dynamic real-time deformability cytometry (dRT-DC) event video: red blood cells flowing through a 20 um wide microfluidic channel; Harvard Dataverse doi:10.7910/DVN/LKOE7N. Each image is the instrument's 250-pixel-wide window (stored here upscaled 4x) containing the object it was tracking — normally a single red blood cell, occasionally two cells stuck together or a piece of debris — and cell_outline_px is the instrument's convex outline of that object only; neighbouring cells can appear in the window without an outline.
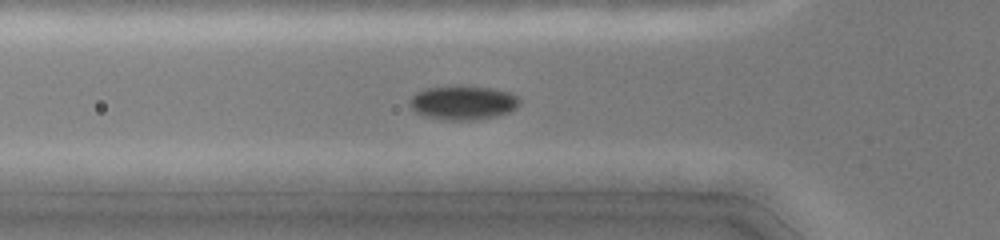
{"species": "common noctule bat (a hibernating species)", "species_latin": "Nyctalus noctula", "temperature_condition": "cold", "stored_images_in_passage": 24, "camera_frame_rate_fps": 3000, "um_per_image_px": 0.085, "animal": {"sex": "female", "body_mass_g": 19.0, "forearm_length_mm": 51.5}, "frame": {"image": 1, "passage_image": 16, "time_ms": 5.0, "image_size_px": [1000, 240], "cell_outline_px": [[520, 104], [516, 108], [508, 112], [496, 116], [472, 120], [452, 120], [428, 116], [416, 112], [408, 104], [408, 100], [416, 92], [424, 88], [456, 84], [460, 84], [492, 88], [508, 92], [516, 96], [520, 100]], "centroid_in_image_um": [39.33, 8.68], "position_along_channel_um": 86.5, "area_um2": 22.08}}